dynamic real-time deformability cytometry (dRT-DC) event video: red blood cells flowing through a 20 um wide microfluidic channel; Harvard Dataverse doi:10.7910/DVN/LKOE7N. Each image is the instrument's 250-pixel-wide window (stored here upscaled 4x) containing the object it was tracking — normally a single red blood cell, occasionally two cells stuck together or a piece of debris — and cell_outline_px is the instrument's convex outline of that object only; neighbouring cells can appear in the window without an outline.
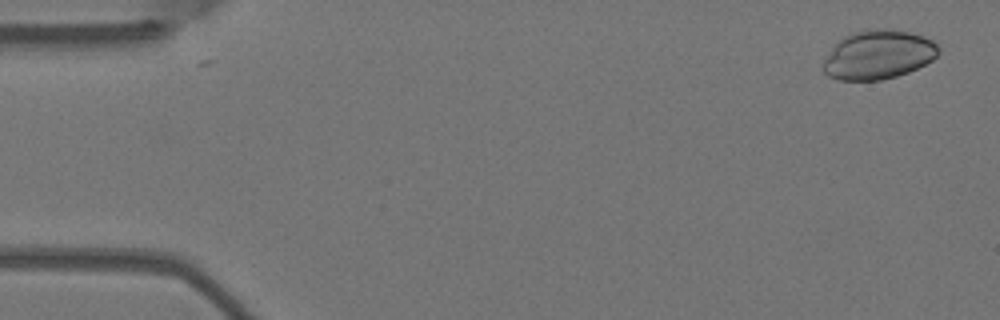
{"species": "Egyptian fruit bat (a non-hibernating species)", "species_latin": "Rousettus aegyptiacus", "temperature_condition": "warm", "stored_images_in_passage": 10, "camera_frame_rate_fps": 3000, "um_per_image_px": 0.085, "animal": {"sex": "female"}, "frame": {"image": 1, "passage_image": 1, "time_ms": 0.0, "image_size_px": [1000, 320], "cell_outline_px": [[940, 52], [932, 60], [908, 72], [896, 76], [880, 80], [840, 80], [828, 76], [824, 72], [824, 60], [836, 44], [844, 36], [856, 32], [888, 28], [908, 32], [924, 36], [932, 40], [940, 48]], "centroid_in_image_um": [74.68, 4.66], "position_along_channel_um": 10.3, "area_um2": 32.43}}
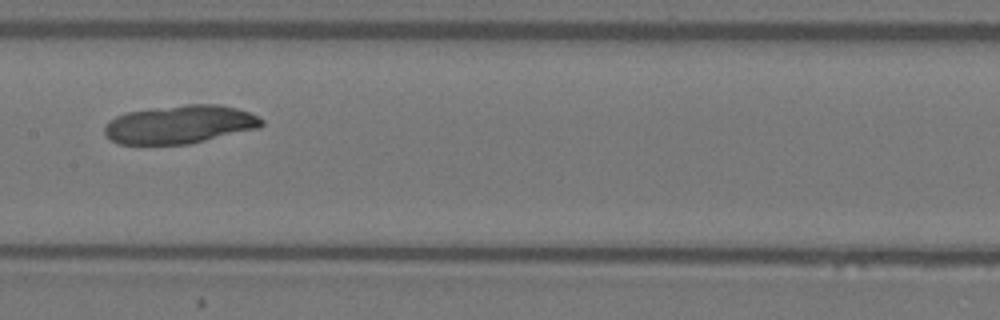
{"frame": {"image": 2, "passage_image": 8, "time_ms": 2.333, "image_size_px": [1000, 320], "cell_outline_px": [[264, 124], [260, 128], [188, 144], [120, 144], [104, 136], [104, 128], [116, 116], [128, 112], [184, 104], [220, 104], [236, 108], [260, 116], [264, 120]], "centroid_in_image_um": [15.34, 10.57], "position_along_channel_um": 192.1, "area_um2": 35.03}}
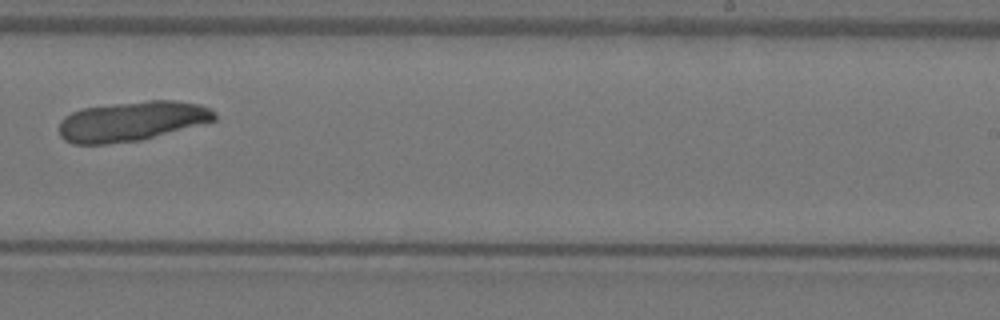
{"frame": {"image": 3, "passage_image": 10, "time_ms": 3.0, "image_size_px": [1000, 320], "cell_outline_px": [[216, 120], [140, 140], [108, 144], [72, 144], [64, 140], [60, 136], [60, 120], [64, 116], [72, 112], [84, 108], [116, 104], [152, 100], [176, 100], [200, 104], [212, 108], [216, 112]], "centroid_in_image_um": [11.21, 10.3], "position_along_channel_um": 277.8, "area_um2": 35.89}}